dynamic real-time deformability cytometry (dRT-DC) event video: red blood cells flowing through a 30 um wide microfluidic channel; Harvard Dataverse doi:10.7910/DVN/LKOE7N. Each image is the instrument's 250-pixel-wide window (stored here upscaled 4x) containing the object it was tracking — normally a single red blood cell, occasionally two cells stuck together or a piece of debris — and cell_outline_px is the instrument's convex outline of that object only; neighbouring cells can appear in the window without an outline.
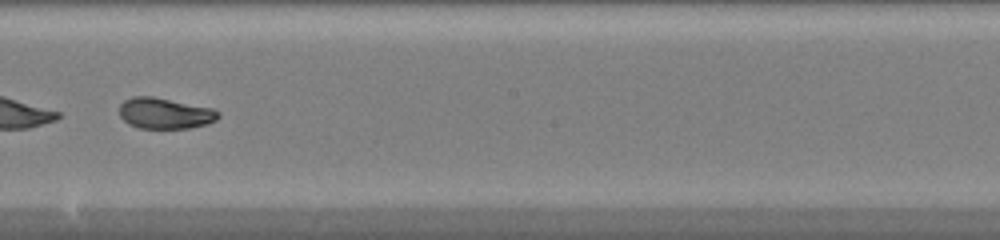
{"species": "common noctule bat (a hibernating species)", "species_latin": "Nyctalus noctula", "temperature_condition": "warm", "stored_images_in_passage": 48, "camera_frame_rate_fps": 3000, "um_per_image_px": 0.085, "animal": {"sex": "female", "body_mass_g": 20.0, "forearm_length_mm": 54.0}, "frame": {"image": 1, "passage_image": 28, "time_ms": 9.0, "image_size_px": [1000, 240], "cell_outline_px": [[220, 116], [216, 120], [208, 124], [188, 128], [140, 128], [128, 124], [120, 116], [120, 104], [124, 100], [132, 96], [152, 96], [212, 108], [220, 112]], "centroid_in_image_um": [14.02, 9.63], "position_along_channel_um": 234.2, "area_um2": 17.86}, "authors_computed_cell_mechanics": {"area_um2": 26.6169, "velocity_mm_per_s": 4.1607, "shape_relaxation_time_tau1_ms": 4.6178, "shape_relaxation_time_tau2_ms": 1.0149, "deformation_change_tau1": 0.1891, "deformation_change_tau2": 0.0571}}